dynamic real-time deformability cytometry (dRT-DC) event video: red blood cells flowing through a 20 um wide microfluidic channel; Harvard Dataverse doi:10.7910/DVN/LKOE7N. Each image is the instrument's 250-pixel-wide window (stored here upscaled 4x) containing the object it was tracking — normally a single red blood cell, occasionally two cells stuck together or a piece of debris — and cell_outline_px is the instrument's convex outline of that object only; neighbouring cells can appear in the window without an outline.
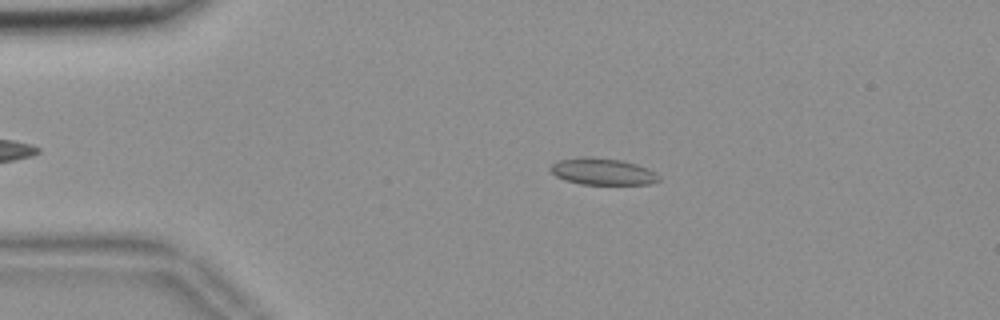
{"species": "common noctule bat (a hibernating species)", "species_latin": "Nyctalus noctula", "temperature_condition": "room temperature", "stored_images_in_passage": 48, "camera_frame_rate_fps": 3000, "um_per_image_px": 0.085, "animal": {"sex": "female", "body_mass_g": 18.4}, "frame": {"image": 1, "passage_image": 11, "time_ms": 3.333, "image_size_px": [1000, 320], "cell_outline_px": [[660, 180], [652, 184], [580, 184], [556, 176], [548, 168], [552, 164], [560, 160], [584, 156], [588, 156], [620, 160], [636, 164], [648, 168], [656, 172], [660, 176]], "centroid_in_image_um": [51.25, 14.58], "position_along_channel_um": 33.7, "area_um2": 16.82}}
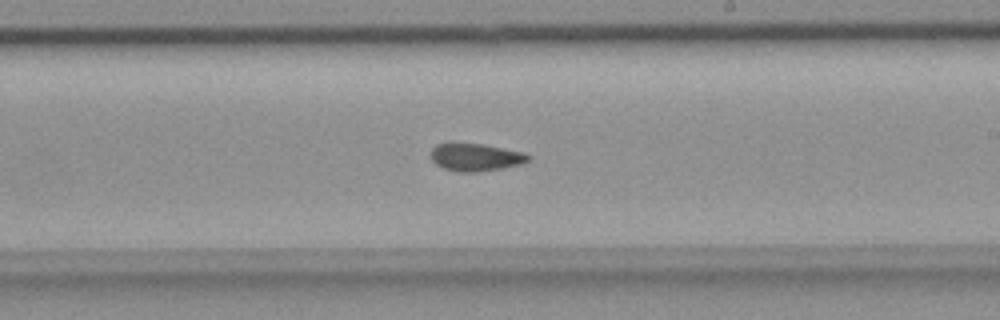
{"frame": {"image": 2, "passage_image": 32, "time_ms": 10.333, "image_size_px": [1000, 320], "cell_outline_px": [[532, 156], [528, 160], [520, 164], [500, 168], [476, 172], [456, 172], [444, 168], [436, 164], [432, 160], [432, 148], [436, 144], [448, 140], [456, 140], [484, 144], [524, 152]], "centroid_in_image_um": [40.37, 13.3], "position_along_channel_um": 248.6, "area_um2": 16.24}}
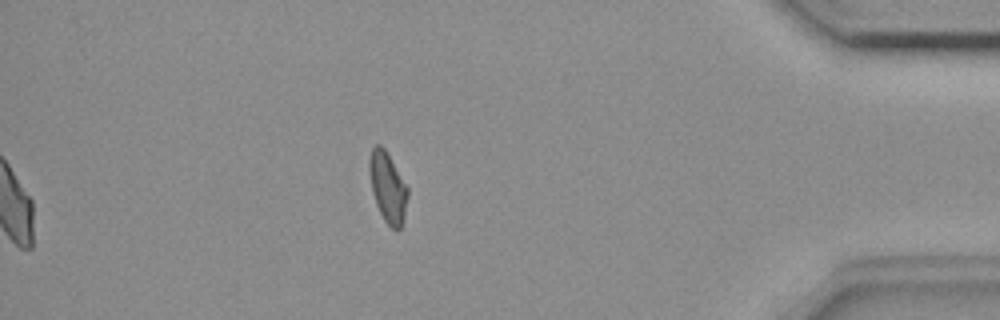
{"frame": {"image": 3, "passage_image": 48, "time_ms": 15.667, "image_size_px": [1000, 320], "cell_outline_px": [[408, 196], [400, 228], [396, 232], [384, 220], [376, 204], [372, 192], [368, 172], [368, 160], [372, 148], [376, 144], [380, 144], [384, 148], [408, 188]], "centroid_in_image_um": [32.92, 15.9], "position_along_channel_um": 402.3, "area_um2": 15.55}, "authors_computed_cell_mechanics": {"area_um2": 16.0395, "velocity_mm_per_s": 3.6831, "shape_relaxation_time_tau1_ms": null, "shape_relaxation_time_tau2_ms": 3.915, "deformation_change_tau1": null, "deformation_change_tau2": 0.0736}}